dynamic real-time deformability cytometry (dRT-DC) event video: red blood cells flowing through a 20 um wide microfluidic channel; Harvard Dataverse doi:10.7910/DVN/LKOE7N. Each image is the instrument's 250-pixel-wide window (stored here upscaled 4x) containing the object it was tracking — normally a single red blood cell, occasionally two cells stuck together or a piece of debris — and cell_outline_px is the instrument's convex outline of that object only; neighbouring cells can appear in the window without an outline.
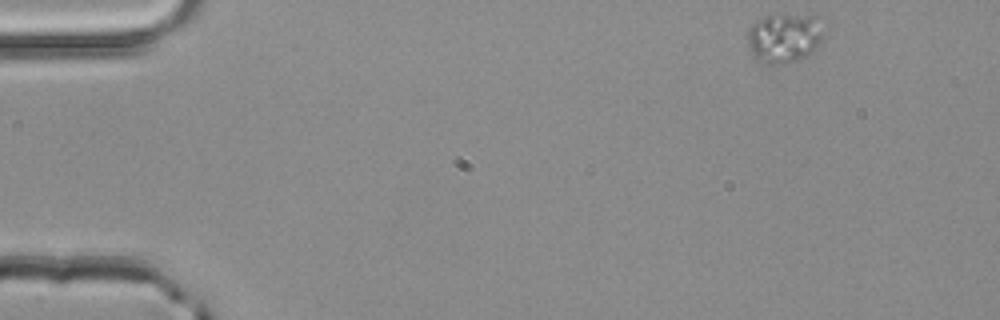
{"species": "common noctule bat (a hibernating species)", "species_latin": "Nyctalus noctula", "temperature_condition": "room temperature", "stored_images_in_passage": 4, "segment_of_instrument_passage": [1, 2], "camera_frame_rate_fps": 3000, "um_per_image_px": 0.085, "animal": {"sex": "male", "body_mass_g": 20.4}, "frame": {"image": 1, "passage_image": 1, "time_ms": 0.0, "image_size_px": [1000, 320], "cell_outline_px": [[820, 40], [816, 48], [812, 52], [796, 60], [784, 64], [764, 64], [756, 60], [752, 56], [748, 44], [748, 28], [752, 24], [768, 16], [780, 12], [812, 16], [820, 36]], "centroid_in_image_um": [66.54, 3.24], "position_along_channel_um": 18.5, "area_um2": 21.5}}